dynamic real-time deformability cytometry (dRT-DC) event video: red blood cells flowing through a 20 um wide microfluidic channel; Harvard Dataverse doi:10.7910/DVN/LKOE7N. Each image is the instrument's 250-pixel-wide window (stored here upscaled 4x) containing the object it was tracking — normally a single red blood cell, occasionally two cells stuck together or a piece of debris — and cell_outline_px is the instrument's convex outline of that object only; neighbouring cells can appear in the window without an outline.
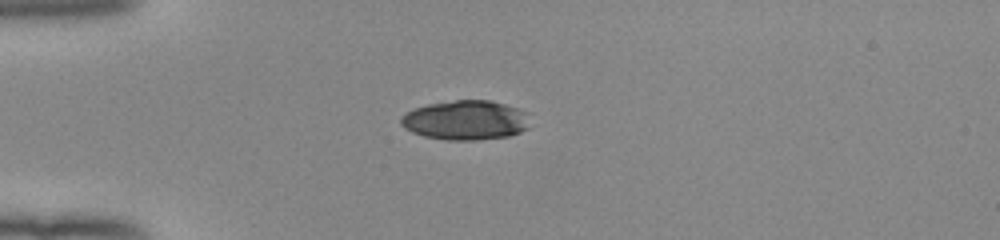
{"species": "human", "species_latin": "Homo sapiens", "temperature_condition": "room temperature", "stored_images_in_passage": 39, "camera_frame_rate_fps": 3000, "um_per_image_px": 0.085, "donor": {"sex": "female"}, "frame": {"image": 1, "passage_image": 1, "time_ms": 0.0, "image_size_px": [1000, 240], "cell_outline_px": [[528, 128], [520, 132], [508, 136], [476, 140], [448, 140], [424, 136], [412, 132], [404, 128], [400, 124], [400, 116], [416, 108], [428, 104], [456, 100], [488, 100], [520, 108], [524, 112]], "centroid_in_image_um": [39.54, 10.22], "position_along_channel_um": 45.5, "area_um2": 29.48}}
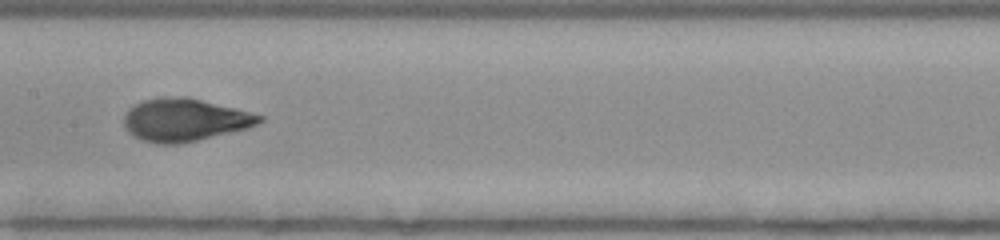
{"frame": {"image": 2, "passage_image": 14, "time_ms": 4.333, "image_size_px": [1000, 240], "cell_outline_px": [[264, 120], [248, 128], [180, 144], [156, 144], [144, 140], [128, 132], [124, 124], [124, 116], [128, 108], [144, 100], [160, 96], [188, 96], [236, 108], [264, 116]], "centroid_in_image_um": [15.7, 10.17], "position_along_channel_um": 191.7, "area_um2": 33.81}}
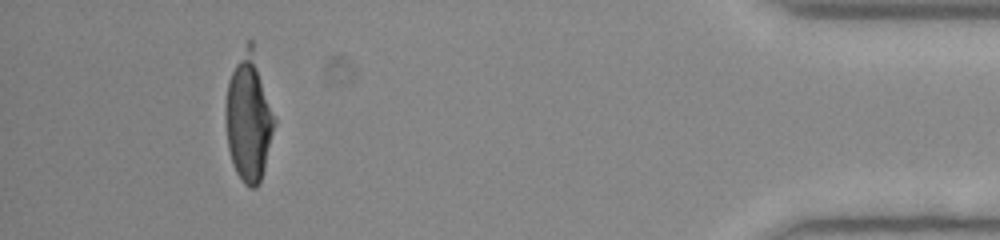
{"frame": {"image": 3, "passage_image": 35, "time_ms": 11.333, "image_size_px": [1000, 240], "cell_outline_px": [[276, 120], [264, 168], [260, 180], [256, 188], [252, 188], [244, 184], [236, 172], [228, 148], [224, 116], [228, 80], [248, 40], [252, 40], [276, 116]], "centroid_in_image_um": [21.15, 9.99], "position_along_channel_um": 414.1, "area_um2": 36.18}, "authors_computed_cell_mechanics": {"area_um2": 33.4084, "velocity_mm_per_s": 3.9837, "shape_relaxation_time_tau1_ms": 5.0298, "shape_relaxation_time_tau2_ms": null, "deformation_change_tau1": 0.2177, "deformation_change_tau2": null}}